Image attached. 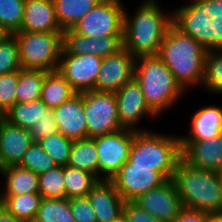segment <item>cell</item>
Segmentation results:
<instances>
[{
	"instance_id": "cell-24",
	"label": "cell",
	"mask_w": 222,
	"mask_h": 222,
	"mask_svg": "<svg viewBox=\"0 0 222 222\" xmlns=\"http://www.w3.org/2000/svg\"><path fill=\"white\" fill-rule=\"evenodd\" d=\"M75 94L69 82L58 71L45 75L40 99L49 109L57 108Z\"/></svg>"
},
{
	"instance_id": "cell-23",
	"label": "cell",
	"mask_w": 222,
	"mask_h": 222,
	"mask_svg": "<svg viewBox=\"0 0 222 222\" xmlns=\"http://www.w3.org/2000/svg\"><path fill=\"white\" fill-rule=\"evenodd\" d=\"M1 178L5 179V190L0 195H21L39 193V178L33 171L19 165L0 169ZM5 176V177H4Z\"/></svg>"
},
{
	"instance_id": "cell-15",
	"label": "cell",
	"mask_w": 222,
	"mask_h": 222,
	"mask_svg": "<svg viewBox=\"0 0 222 222\" xmlns=\"http://www.w3.org/2000/svg\"><path fill=\"white\" fill-rule=\"evenodd\" d=\"M63 48L69 54H91L107 57L123 48V35H109L101 38L86 37L72 28L63 32Z\"/></svg>"
},
{
	"instance_id": "cell-36",
	"label": "cell",
	"mask_w": 222,
	"mask_h": 222,
	"mask_svg": "<svg viewBox=\"0 0 222 222\" xmlns=\"http://www.w3.org/2000/svg\"><path fill=\"white\" fill-rule=\"evenodd\" d=\"M20 69L19 45L14 35L6 34L0 40V75Z\"/></svg>"
},
{
	"instance_id": "cell-4",
	"label": "cell",
	"mask_w": 222,
	"mask_h": 222,
	"mask_svg": "<svg viewBox=\"0 0 222 222\" xmlns=\"http://www.w3.org/2000/svg\"><path fill=\"white\" fill-rule=\"evenodd\" d=\"M134 78L141 86L147 105L157 117L170 109L185 92L157 55L137 57Z\"/></svg>"
},
{
	"instance_id": "cell-3",
	"label": "cell",
	"mask_w": 222,
	"mask_h": 222,
	"mask_svg": "<svg viewBox=\"0 0 222 222\" xmlns=\"http://www.w3.org/2000/svg\"><path fill=\"white\" fill-rule=\"evenodd\" d=\"M172 180L183 207L210 214L222 212V178L218 171L193 167L180 158Z\"/></svg>"
},
{
	"instance_id": "cell-38",
	"label": "cell",
	"mask_w": 222,
	"mask_h": 222,
	"mask_svg": "<svg viewBox=\"0 0 222 222\" xmlns=\"http://www.w3.org/2000/svg\"><path fill=\"white\" fill-rule=\"evenodd\" d=\"M182 15H222V0H191L189 5L177 8Z\"/></svg>"
},
{
	"instance_id": "cell-16",
	"label": "cell",
	"mask_w": 222,
	"mask_h": 222,
	"mask_svg": "<svg viewBox=\"0 0 222 222\" xmlns=\"http://www.w3.org/2000/svg\"><path fill=\"white\" fill-rule=\"evenodd\" d=\"M33 142L29 130L0 116V169L19 165Z\"/></svg>"
},
{
	"instance_id": "cell-33",
	"label": "cell",
	"mask_w": 222,
	"mask_h": 222,
	"mask_svg": "<svg viewBox=\"0 0 222 222\" xmlns=\"http://www.w3.org/2000/svg\"><path fill=\"white\" fill-rule=\"evenodd\" d=\"M38 178L42 198H65L64 166L57 165L38 175Z\"/></svg>"
},
{
	"instance_id": "cell-20",
	"label": "cell",
	"mask_w": 222,
	"mask_h": 222,
	"mask_svg": "<svg viewBox=\"0 0 222 222\" xmlns=\"http://www.w3.org/2000/svg\"><path fill=\"white\" fill-rule=\"evenodd\" d=\"M20 31L64 32L57 21L53 0H25Z\"/></svg>"
},
{
	"instance_id": "cell-10",
	"label": "cell",
	"mask_w": 222,
	"mask_h": 222,
	"mask_svg": "<svg viewBox=\"0 0 222 222\" xmlns=\"http://www.w3.org/2000/svg\"><path fill=\"white\" fill-rule=\"evenodd\" d=\"M102 57L91 54H69L62 48L57 71L76 93L95 90Z\"/></svg>"
},
{
	"instance_id": "cell-39",
	"label": "cell",
	"mask_w": 222,
	"mask_h": 222,
	"mask_svg": "<svg viewBox=\"0 0 222 222\" xmlns=\"http://www.w3.org/2000/svg\"><path fill=\"white\" fill-rule=\"evenodd\" d=\"M69 202L75 222H97L88 197L70 198Z\"/></svg>"
},
{
	"instance_id": "cell-18",
	"label": "cell",
	"mask_w": 222,
	"mask_h": 222,
	"mask_svg": "<svg viewBox=\"0 0 222 222\" xmlns=\"http://www.w3.org/2000/svg\"><path fill=\"white\" fill-rule=\"evenodd\" d=\"M53 111L59 132L65 137L73 141L87 138L83 93H76Z\"/></svg>"
},
{
	"instance_id": "cell-40",
	"label": "cell",
	"mask_w": 222,
	"mask_h": 222,
	"mask_svg": "<svg viewBox=\"0 0 222 222\" xmlns=\"http://www.w3.org/2000/svg\"><path fill=\"white\" fill-rule=\"evenodd\" d=\"M33 141L37 142L43 138L59 133L55 118H42L29 130Z\"/></svg>"
},
{
	"instance_id": "cell-19",
	"label": "cell",
	"mask_w": 222,
	"mask_h": 222,
	"mask_svg": "<svg viewBox=\"0 0 222 222\" xmlns=\"http://www.w3.org/2000/svg\"><path fill=\"white\" fill-rule=\"evenodd\" d=\"M97 222H111L123 213L125 200L111 180H98L87 195Z\"/></svg>"
},
{
	"instance_id": "cell-30",
	"label": "cell",
	"mask_w": 222,
	"mask_h": 222,
	"mask_svg": "<svg viewBox=\"0 0 222 222\" xmlns=\"http://www.w3.org/2000/svg\"><path fill=\"white\" fill-rule=\"evenodd\" d=\"M98 178L90 172L64 166L65 198L87 197Z\"/></svg>"
},
{
	"instance_id": "cell-1",
	"label": "cell",
	"mask_w": 222,
	"mask_h": 222,
	"mask_svg": "<svg viewBox=\"0 0 222 222\" xmlns=\"http://www.w3.org/2000/svg\"><path fill=\"white\" fill-rule=\"evenodd\" d=\"M221 32L219 17L211 15L180 14L169 26L157 56L185 91L202 86L207 51Z\"/></svg>"
},
{
	"instance_id": "cell-14",
	"label": "cell",
	"mask_w": 222,
	"mask_h": 222,
	"mask_svg": "<svg viewBox=\"0 0 222 222\" xmlns=\"http://www.w3.org/2000/svg\"><path fill=\"white\" fill-rule=\"evenodd\" d=\"M133 201L143 210L163 222H172L183 208L172 179L167 180L158 188L139 195Z\"/></svg>"
},
{
	"instance_id": "cell-42",
	"label": "cell",
	"mask_w": 222,
	"mask_h": 222,
	"mask_svg": "<svg viewBox=\"0 0 222 222\" xmlns=\"http://www.w3.org/2000/svg\"><path fill=\"white\" fill-rule=\"evenodd\" d=\"M172 222H212V214L183 207Z\"/></svg>"
},
{
	"instance_id": "cell-35",
	"label": "cell",
	"mask_w": 222,
	"mask_h": 222,
	"mask_svg": "<svg viewBox=\"0 0 222 222\" xmlns=\"http://www.w3.org/2000/svg\"><path fill=\"white\" fill-rule=\"evenodd\" d=\"M19 166L40 175L54 168L57 164L53 161L52 157L40 147L38 142L34 141L24 154Z\"/></svg>"
},
{
	"instance_id": "cell-13",
	"label": "cell",
	"mask_w": 222,
	"mask_h": 222,
	"mask_svg": "<svg viewBox=\"0 0 222 222\" xmlns=\"http://www.w3.org/2000/svg\"><path fill=\"white\" fill-rule=\"evenodd\" d=\"M118 119L123 129L132 131H146L135 126L147 115L156 117L157 115L147 105L140 84L134 79L125 83L117 92Z\"/></svg>"
},
{
	"instance_id": "cell-11",
	"label": "cell",
	"mask_w": 222,
	"mask_h": 222,
	"mask_svg": "<svg viewBox=\"0 0 222 222\" xmlns=\"http://www.w3.org/2000/svg\"><path fill=\"white\" fill-rule=\"evenodd\" d=\"M111 181L125 201H133L139 195L160 187L167 180L152 167L136 166L128 160Z\"/></svg>"
},
{
	"instance_id": "cell-8",
	"label": "cell",
	"mask_w": 222,
	"mask_h": 222,
	"mask_svg": "<svg viewBox=\"0 0 222 222\" xmlns=\"http://www.w3.org/2000/svg\"><path fill=\"white\" fill-rule=\"evenodd\" d=\"M124 9L121 0H101L72 29L92 38L123 35Z\"/></svg>"
},
{
	"instance_id": "cell-29",
	"label": "cell",
	"mask_w": 222,
	"mask_h": 222,
	"mask_svg": "<svg viewBox=\"0 0 222 222\" xmlns=\"http://www.w3.org/2000/svg\"><path fill=\"white\" fill-rule=\"evenodd\" d=\"M47 71L18 70V84L15 90L16 103L29 102L41 97V91Z\"/></svg>"
},
{
	"instance_id": "cell-31",
	"label": "cell",
	"mask_w": 222,
	"mask_h": 222,
	"mask_svg": "<svg viewBox=\"0 0 222 222\" xmlns=\"http://www.w3.org/2000/svg\"><path fill=\"white\" fill-rule=\"evenodd\" d=\"M33 222H75L67 198H42Z\"/></svg>"
},
{
	"instance_id": "cell-5",
	"label": "cell",
	"mask_w": 222,
	"mask_h": 222,
	"mask_svg": "<svg viewBox=\"0 0 222 222\" xmlns=\"http://www.w3.org/2000/svg\"><path fill=\"white\" fill-rule=\"evenodd\" d=\"M181 158L179 136L153 133L149 130L134 131L129 161L136 166L152 167L166 180H171Z\"/></svg>"
},
{
	"instance_id": "cell-32",
	"label": "cell",
	"mask_w": 222,
	"mask_h": 222,
	"mask_svg": "<svg viewBox=\"0 0 222 222\" xmlns=\"http://www.w3.org/2000/svg\"><path fill=\"white\" fill-rule=\"evenodd\" d=\"M25 0H0V29L13 35L20 31Z\"/></svg>"
},
{
	"instance_id": "cell-22",
	"label": "cell",
	"mask_w": 222,
	"mask_h": 222,
	"mask_svg": "<svg viewBox=\"0 0 222 222\" xmlns=\"http://www.w3.org/2000/svg\"><path fill=\"white\" fill-rule=\"evenodd\" d=\"M11 124L30 130L42 118H55L53 109L39 98L29 102L15 103L2 115Z\"/></svg>"
},
{
	"instance_id": "cell-21",
	"label": "cell",
	"mask_w": 222,
	"mask_h": 222,
	"mask_svg": "<svg viewBox=\"0 0 222 222\" xmlns=\"http://www.w3.org/2000/svg\"><path fill=\"white\" fill-rule=\"evenodd\" d=\"M188 136H180V141H204L222 133V108L210 105L194 113Z\"/></svg>"
},
{
	"instance_id": "cell-17",
	"label": "cell",
	"mask_w": 222,
	"mask_h": 222,
	"mask_svg": "<svg viewBox=\"0 0 222 222\" xmlns=\"http://www.w3.org/2000/svg\"><path fill=\"white\" fill-rule=\"evenodd\" d=\"M181 158L193 167L220 171L222 133L204 141H180Z\"/></svg>"
},
{
	"instance_id": "cell-47",
	"label": "cell",
	"mask_w": 222,
	"mask_h": 222,
	"mask_svg": "<svg viewBox=\"0 0 222 222\" xmlns=\"http://www.w3.org/2000/svg\"><path fill=\"white\" fill-rule=\"evenodd\" d=\"M219 21H220L221 28H222V15L219 17Z\"/></svg>"
},
{
	"instance_id": "cell-12",
	"label": "cell",
	"mask_w": 222,
	"mask_h": 222,
	"mask_svg": "<svg viewBox=\"0 0 222 222\" xmlns=\"http://www.w3.org/2000/svg\"><path fill=\"white\" fill-rule=\"evenodd\" d=\"M136 57L124 47L117 53L102 58L95 91L117 92L134 79Z\"/></svg>"
},
{
	"instance_id": "cell-43",
	"label": "cell",
	"mask_w": 222,
	"mask_h": 222,
	"mask_svg": "<svg viewBox=\"0 0 222 222\" xmlns=\"http://www.w3.org/2000/svg\"><path fill=\"white\" fill-rule=\"evenodd\" d=\"M0 222H24L16 218L0 203Z\"/></svg>"
},
{
	"instance_id": "cell-9",
	"label": "cell",
	"mask_w": 222,
	"mask_h": 222,
	"mask_svg": "<svg viewBox=\"0 0 222 222\" xmlns=\"http://www.w3.org/2000/svg\"><path fill=\"white\" fill-rule=\"evenodd\" d=\"M93 139L98 152V179L111 180L129 160L134 131L122 128Z\"/></svg>"
},
{
	"instance_id": "cell-26",
	"label": "cell",
	"mask_w": 222,
	"mask_h": 222,
	"mask_svg": "<svg viewBox=\"0 0 222 222\" xmlns=\"http://www.w3.org/2000/svg\"><path fill=\"white\" fill-rule=\"evenodd\" d=\"M101 0H53L56 18L62 30L73 28Z\"/></svg>"
},
{
	"instance_id": "cell-45",
	"label": "cell",
	"mask_w": 222,
	"mask_h": 222,
	"mask_svg": "<svg viewBox=\"0 0 222 222\" xmlns=\"http://www.w3.org/2000/svg\"><path fill=\"white\" fill-rule=\"evenodd\" d=\"M212 222H222V212L212 214Z\"/></svg>"
},
{
	"instance_id": "cell-48",
	"label": "cell",
	"mask_w": 222,
	"mask_h": 222,
	"mask_svg": "<svg viewBox=\"0 0 222 222\" xmlns=\"http://www.w3.org/2000/svg\"><path fill=\"white\" fill-rule=\"evenodd\" d=\"M219 173H220V176H221V178H222V168H221V170L219 171Z\"/></svg>"
},
{
	"instance_id": "cell-28",
	"label": "cell",
	"mask_w": 222,
	"mask_h": 222,
	"mask_svg": "<svg viewBox=\"0 0 222 222\" xmlns=\"http://www.w3.org/2000/svg\"><path fill=\"white\" fill-rule=\"evenodd\" d=\"M42 196L39 193L21 195H0V203L16 218L33 222L36 218Z\"/></svg>"
},
{
	"instance_id": "cell-41",
	"label": "cell",
	"mask_w": 222,
	"mask_h": 222,
	"mask_svg": "<svg viewBox=\"0 0 222 222\" xmlns=\"http://www.w3.org/2000/svg\"><path fill=\"white\" fill-rule=\"evenodd\" d=\"M128 222H163L158 218H155L146 210H143L134 201H126L124 210Z\"/></svg>"
},
{
	"instance_id": "cell-37",
	"label": "cell",
	"mask_w": 222,
	"mask_h": 222,
	"mask_svg": "<svg viewBox=\"0 0 222 222\" xmlns=\"http://www.w3.org/2000/svg\"><path fill=\"white\" fill-rule=\"evenodd\" d=\"M18 71L0 75V116L16 103Z\"/></svg>"
},
{
	"instance_id": "cell-2",
	"label": "cell",
	"mask_w": 222,
	"mask_h": 222,
	"mask_svg": "<svg viewBox=\"0 0 222 222\" xmlns=\"http://www.w3.org/2000/svg\"><path fill=\"white\" fill-rule=\"evenodd\" d=\"M160 8L157 0H145L130 17L124 9L123 47L134 57L158 55L169 26L180 15L178 9L170 14Z\"/></svg>"
},
{
	"instance_id": "cell-27",
	"label": "cell",
	"mask_w": 222,
	"mask_h": 222,
	"mask_svg": "<svg viewBox=\"0 0 222 222\" xmlns=\"http://www.w3.org/2000/svg\"><path fill=\"white\" fill-rule=\"evenodd\" d=\"M67 166L90 172L98 178V152L93 138L73 141Z\"/></svg>"
},
{
	"instance_id": "cell-44",
	"label": "cell",
	"mask_w": 222,
	"mask_h": 222,
	"mask_svg": "<svg viewBox=\"0 0 222 222\" xmlns=\"http://www.w3.org/2000/svg\"><path fill=\"white\" fill-rule=\"evenodd\" d=\"M111 222H128V219H127L125 213L123 212Z\"/></svg>"
},
{
	"instance_id": "cell-25",
	"label": "cell",
	"mask_w": 222,
	"mask_h": 222,
	"mask_svg": "<svg viewBox=\"0 0 222 222\" xmlns=\"http://www.w3.org/2000/svg\"><path fill=\"white\" fill-rule=\"evenodd\" d=\"M202 86L214 94L222 93V32L213 40L207 51Z\"/></svg>"
},
{
	"instance_id": "cell-34",
	"label": "cell",
	"mask_w": 222,
	"mask_h": 222,
	"mask_svg": "<svg viewBox=\"0 0 222 222\" xmlns=\"http://www.w3.org/2000/svg\"><path fill=\"white\" fill-rule=\"evenodd\" d=\"M40 147L49 154L57 165L66 166L73 140L68 139L62 133H57L37 141Z\"/></svg>"
},
{
	"instance_id": "cell-46",
	"label": "cell",
	"mask_w": 222,
	"mask_h": 222,
	"mask_svg": "<svg viewBox=\"0 0 222 222\" xmlns=\"http://www.w3.org/2000/svg\"><path fill=\"white\" fill-rule=\"evenodd\" d=\"M6 35V33L0 29V40Z\"/></svg>"
},
{
	"instance_id": "cell-7",
	"label": "cell",
	"mask_w": 222,
	"mask_h": 222,
	"mask_svg": "<svg viewBox=\"0 0 222 222\" xmlns=\"http://www.w3.org/2000/svg\"><path fill=\"white\" fill-rule=\"evenodd\" d=\"M87 138L122 129L118 119L117 100L113 92H83Z\"/></svg>"
},
{
	"instance_id": "cell-6",
	"label": "cell",
	"mask_w": 222,
	"mask_h": 222,
	"mask_svg": "<svg viewBox=\"0 0 222 222\" xmlns=\"http://www.w3.org/2000/svg\"><path fill=\"white\" fill-rule=\"evenodd\" d=\"M19 45L21 68L57 71L63 48V32H28L13 34Z\"/></svg>"
}]
</instances>
